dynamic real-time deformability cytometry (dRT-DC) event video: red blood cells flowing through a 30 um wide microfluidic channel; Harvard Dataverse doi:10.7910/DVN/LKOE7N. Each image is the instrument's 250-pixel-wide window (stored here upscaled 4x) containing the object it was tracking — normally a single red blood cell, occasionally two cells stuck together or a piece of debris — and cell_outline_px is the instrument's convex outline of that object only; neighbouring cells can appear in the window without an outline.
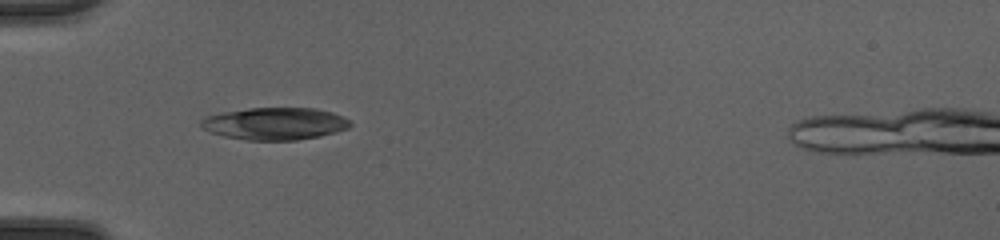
{"species": "common noctule bat (a hibernating species)", "species_latin": "Nyctalus noctula", "temperature_condition": "cold", "stored_images_in_passage": 36, "segment_of_instrument_passage": [1, 2], "camera_frame_rate_fps": 3000, "um_per_image_px": 0.085, "animal": {"sex": "female", "body_mass_g": 20.0, "forearm_length_mm": 54.0}, "frame": {"image": 1, "passage_image": 4, "time_ms": 1.0, "image_size_px": [1000, 240], "cell_outline_px": [[352, 124], [348, 128], [316, 136], [296, 140], [248, 140], [224, 136], [212, 132], [204, 128], [200, 124], [200, 120], [208, 116], [224, 112], [248, 108], [312, 108], [328, 112], [340, 116], [348, 120]], "centroid_in_image_um": [23.32, 10.51], "position_along_channel_um": 61.7, "area_um2": 27.4}}
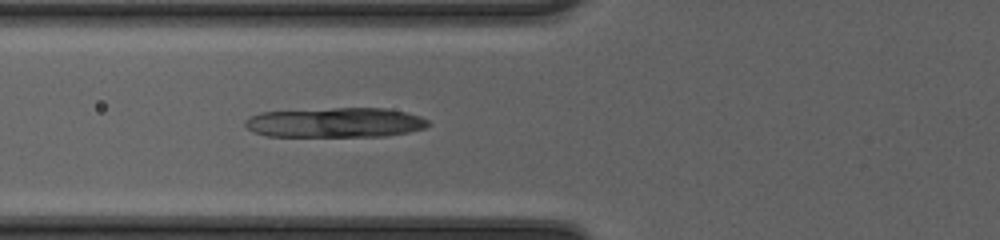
{"frame": {"image": 2, "passage_image": 7, "time_ms": 2.0, "image_size_px": [1000, 240], "cell_outline_px": [[432, 124], [424, 128], [408, 132], [384, 136], [268, 136], [256, 132], [248, 128], [244, 124], [244, 120], [260, 112], [332, 108], [384, 108], [404, 112], [420, 116], [428, 120]], "centroid_in_image_um": [28.52, 10.41], "position_along_channel_um": 97.3, "area_um2": 31.67}}
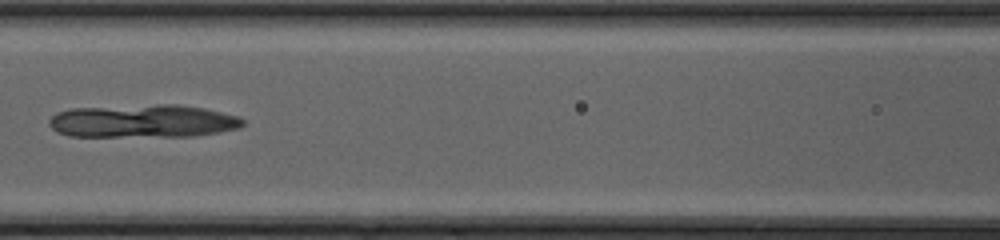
{"frame": {"image": 3, "passage_image": 11, "time_ms": 3.333, "image_size_px": [1000, 240], "cell_outline_px": [[244, 124], [240, 128], [216, 132], [188, 136], [72, 136], [60, 132], [52, 128], [48, 124], [48, 120], [52, 116], [60, 112], [72, 108], [160, 104], [176, 104], [204, 108], [236, 116], [244, 120]], "centroid_in_image_um": [12.15, 10.29], "position_along_channel_um": 154.5, "area_um2": 36.93}}